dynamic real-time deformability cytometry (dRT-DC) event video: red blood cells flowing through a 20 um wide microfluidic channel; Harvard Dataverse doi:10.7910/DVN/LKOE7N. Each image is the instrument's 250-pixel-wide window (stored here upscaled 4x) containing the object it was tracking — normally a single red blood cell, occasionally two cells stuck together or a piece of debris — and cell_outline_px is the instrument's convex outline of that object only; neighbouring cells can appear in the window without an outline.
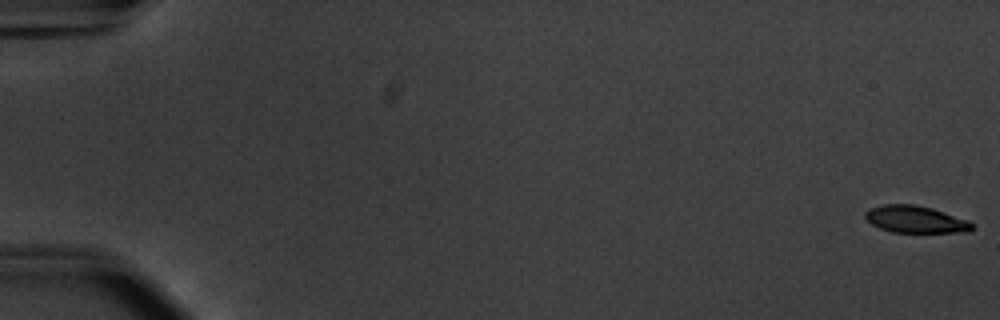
{"species": "common noctule bat (a hibernating species)", "species_latin": "Nyctalus noctula", "temperature_condition": "warm", "stored_images_in_passage": 16, "camera_frame_rate_fps": 3000, "um_per_image_px": 0.085, "animal": {"sex": "male", "body_mass_g": 20.1, "forearm_length_mm": 53.5}, "frame": {"image": 1, "passage_image": 1, "time_ms": 0.0, "image_size_px": [1000, 320], "cell_outline_px": [[976, 228], [968, 232], [892, 232], [880, 228], [872, 224], [864, 216], [864, 212], [868, 208], [880, 204], [916, 204], [932, 208], [968, 220]], "centroid_in_image_um": [77.8, 18.63], "position_along_channel_um": 7.2, "area_um2": 16.99}}